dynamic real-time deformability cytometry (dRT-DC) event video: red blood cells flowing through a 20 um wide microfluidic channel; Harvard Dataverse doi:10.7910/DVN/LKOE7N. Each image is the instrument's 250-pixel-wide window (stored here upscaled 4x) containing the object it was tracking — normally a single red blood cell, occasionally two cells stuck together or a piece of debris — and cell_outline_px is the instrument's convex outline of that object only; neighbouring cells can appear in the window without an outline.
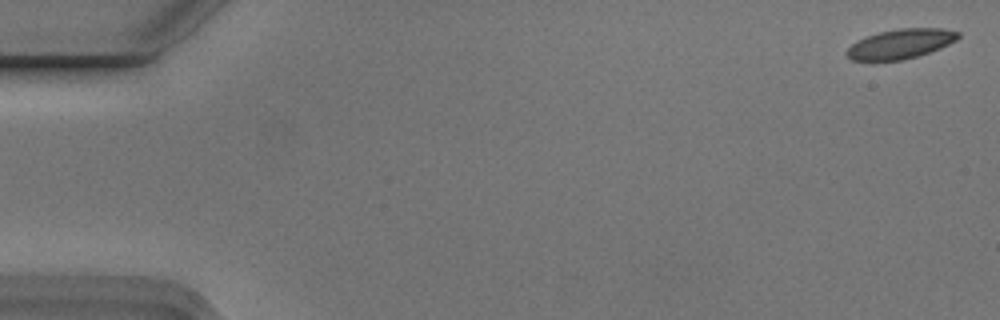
{"species": "Egyptian fruit bat (a non-hibernating species)", "species_latin": "Rousettus aegyptiacus", "temperature_condition": "cold", "stored_images_in_passage": 5, "camera_frame_rate_fps": 3000, "um_per_image_px": 0.085, "animal": {"sex": "male"}, "frame": {"image": 1, "passage_image": 1, "time_ms": 0.0, "image_size_px": [1000, 320], "cell_outline_px": [[960, 36], [956, 40], [940, 48], [916, 56], [900, 60], [852, 60], [844, 52], [856, 40], [880, 32], [900, 28], [944, 28], [960, 32]], "centroid_in_image_um": [76.56, 3.71], "position_along_channel_um": 8.4, "area_um2": 19.02}}
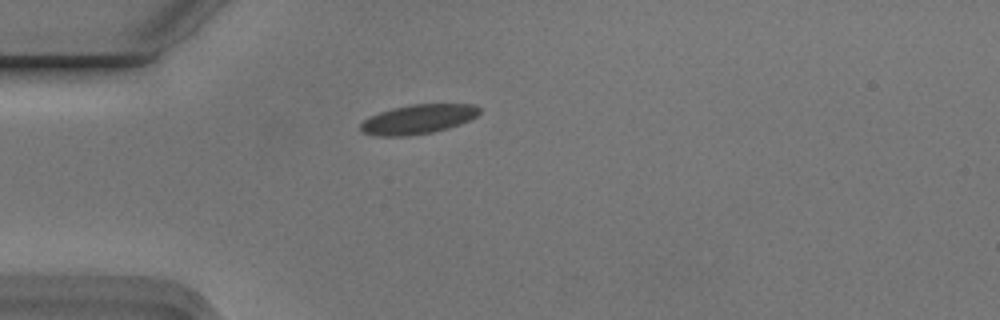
{"frame": {"image": 2, "passage_image": 5, "time_ms": 1.333, "image_size_px": [1000, 320], "cell_outline_px": [[480, 112], [476, 116], [460, 124], [448, 128], [432, 132], [408, 136], [380, 136], [364, 132], [360, 128], [360, 124], [368, 116], [392, 108], [408, 104], [472, 104], [480, 108]], "centroid_in_image_um": [35.52, 10.12], "position_along_channel_um": 49.5, "area_um2": 20.29}}